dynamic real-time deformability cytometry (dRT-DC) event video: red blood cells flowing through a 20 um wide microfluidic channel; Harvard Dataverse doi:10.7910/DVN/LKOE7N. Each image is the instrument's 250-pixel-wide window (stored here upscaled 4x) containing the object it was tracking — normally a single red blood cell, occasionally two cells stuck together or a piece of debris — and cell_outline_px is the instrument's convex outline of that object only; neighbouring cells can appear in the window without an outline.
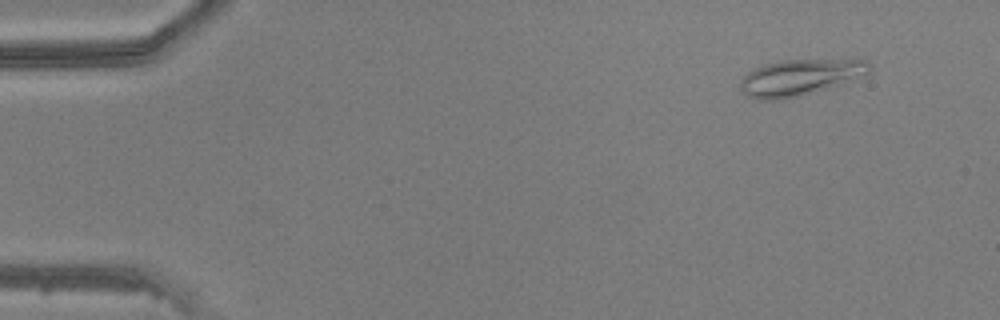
{"species": "common noctule bat (a hibernating species)", "species_latin": "Nyctalus noctula", "temperature_condition": "warm", "stored_images_in_passage": 44, "camera_frame_rate_fps": 3000, "um_per_image_px": 0.085, "animal": {"sex": "male", "body_mass_g": 20.5, "forearm_length_mm": 52.5}, "frame": {"image": 1, "passage_image": 1, "time_ms": 0.0, "image_size_px": [1000, 320], "cell_outline_px": [[872, 68], [868, 72], [840, 84], [796, 96], [772, 100], [760, 100], [748, 96], [740, 88], [740, 80], [748, 72], [764, 64], [784, 60], [868, 60]], "centroid_in_image_um": [67.95, 6.56], "position_along_channel_um": 17.1, "area_um2": 26.41}}
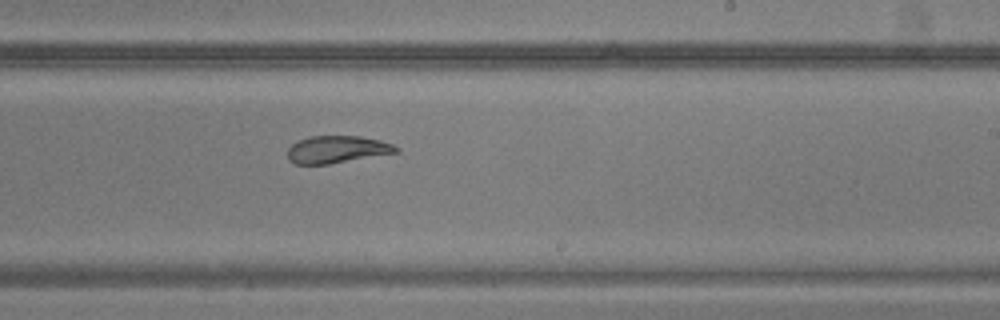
{"frame": {"image": 2, "passage_image": 26, "time_ms": 8.333, "image_size_px": [1000, 320], "cell_outline_px": [[400, 152], [328, 164], [296, 164], [288, 160], [288, 148], [296, 140], [308, 136], [360, 136], [380, 140], [392, 144], [400, 148]], "centroid_in_image_um": [28.64, 12.69], "position_along_channel_um": 260.4, "area_um2": 17.4}}
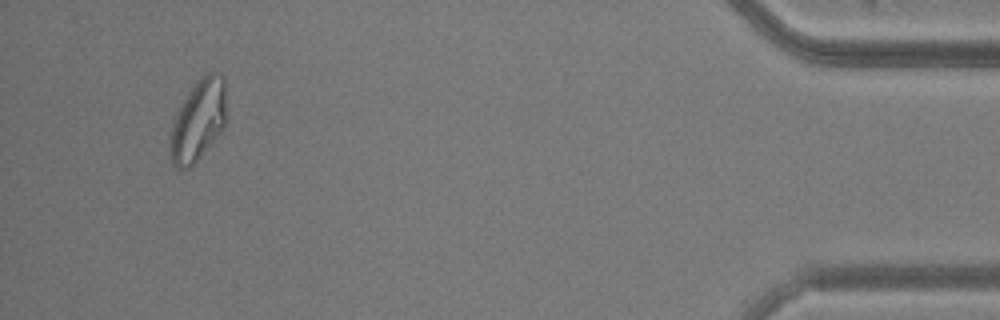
{"frame": {"image": 3, "passage_image": 42, "time_ms": 13.667, "image_size_px": [1000, 320], "cell_outline_px": [[224, 128], [196, 160], [188, 168], [176, 168], [172, 164], [172, 124], [176, 112], [180, 104], [188, 92], [200, 76], [204, 72], [216, 72], [224, 76]], "centroid_in_image_um": [16.85, 10.16], "position_along_channel_um": 418.3, "area_um2": 25.84}}